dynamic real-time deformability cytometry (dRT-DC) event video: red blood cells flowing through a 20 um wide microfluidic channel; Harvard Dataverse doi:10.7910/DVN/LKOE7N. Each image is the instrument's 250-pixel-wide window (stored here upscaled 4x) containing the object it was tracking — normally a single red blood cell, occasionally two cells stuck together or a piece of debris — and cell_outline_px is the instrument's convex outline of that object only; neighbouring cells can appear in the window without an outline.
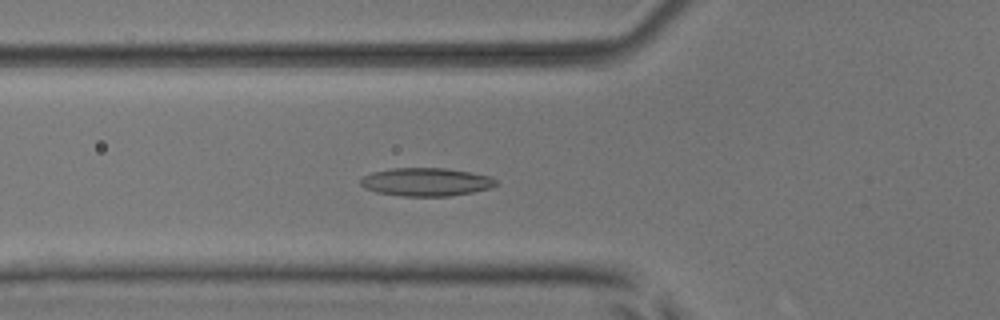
{"species": "common noctule bat (a hibernating species)", "species_latin": "Nyctalus noctula", "temperature_condition": "room temperature", "stored_images_in_passage": 46, "camera_frame_rate_fps": 3000, "um_per_image_px": 0.085, "animal": {"sex": "male", "body_mass_g": 17.9, "forearm_length_mm": 54.2}, "frame": {"image": 1, "passage_image": 12, "time_ms": 3.667, "image_size_px": [1000, 320], "cell_outline_px": [[496, 184], [492, 188], [472, 192], [448, 196], [400, 196], [376, 192], [364, 188], [360, 184], [360, 180], [364, 176], [372, 172], [392, 168], [444, 168], [468, 172], [488, 176], [496, 180]], "centroid_in_image_um": [36.18, 15.47], "position_along_channel_um": 89.6, "area_um2": 22.14}}
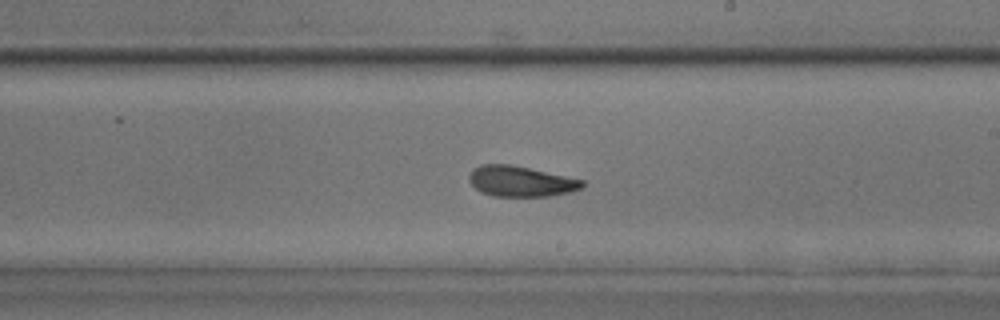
{"frame": {"image": 2, "passage_image": 24, "time_ms": 7.667, "image_size_px": [1000, 320], "cell_outline_px": [[584, 188], [572, 192], [548, 196], [492, 196], [480, 192], [468, 180], [468, 176], [472, 168], [484, 164], [512, 164], [584, 180]], "centroid_in_image_um": [44.26, 15.41], "position_along_channel_um": 244.7, "area_um2": 20.35}}
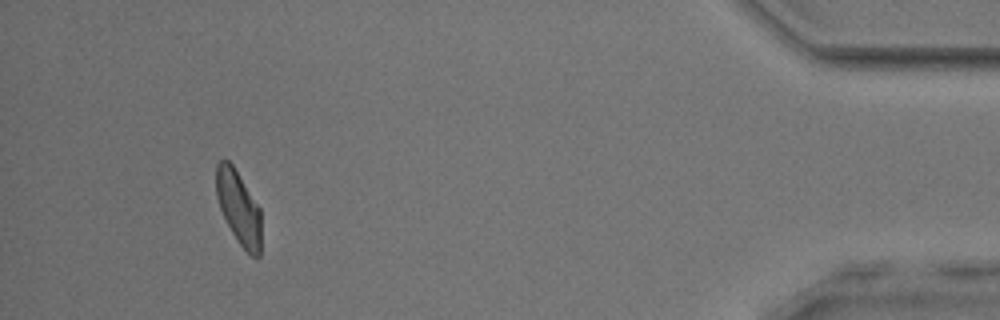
{"frame": {"image": 3, "passage_image": 42, "time_ms": 13.667, "image_size_px": [1000, 320], "cell_outline_px": [[260, 256], [252, 256], [236, 240], [220, 208], [216, 196], [216, 164], [220, 160], [228, 160], [232, 164], [260, 208]], "centroid_in_image_um": [20.27, 17.62], "position_along_channel_um": 414.9, "area_um2": 18.96}, "authors_computed_cell_mechanics": {"area_um2": 20.2589, "velocity_mm_per_s": 3.8868, "shape_relaxation_time_tau1_ms": 4.0268, "shape_relaxation_time_tau2_ms": 2.5141, "deformation_change_tau1": 0.1091, "deformation_change_tau2": 0.0902}}